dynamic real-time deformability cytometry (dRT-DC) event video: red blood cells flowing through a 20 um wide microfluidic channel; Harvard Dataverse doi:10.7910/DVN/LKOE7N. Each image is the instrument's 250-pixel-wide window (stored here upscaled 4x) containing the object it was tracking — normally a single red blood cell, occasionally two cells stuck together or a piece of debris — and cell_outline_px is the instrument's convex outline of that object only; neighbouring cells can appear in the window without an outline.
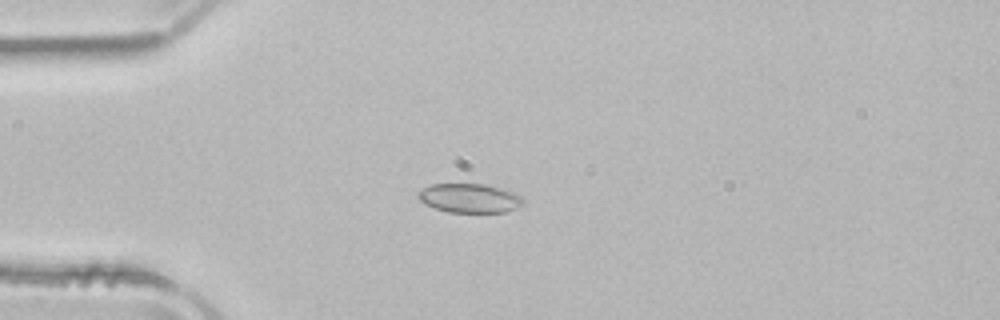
{"species": "common noctule bat (a hibernating species)", "species_latin": "Nyctalus noctula", "temperature_condition": "room temperature", "stored_images_in_passage": 40, "camera_frame_rate_fps": 3000, "um_per_image_px": 0.085, "animal": {"sex": "male", "body_mass_g": 21.5, "forearm_length_mm": 52.0}, "frame": {"image": 1, "passage_image": 2, "time_ms": 0.333, "image_size_px": [1000, 320], "cell_outline_px": [[524, 204], [516, 208], [504, 212], [448, 212], [424, 204], [416, 196], [424, 188], [432, 184], [484, 184], [516, 192], [524, 200]], "centroid_in_image_um": [39.94, 16.84], "position_along_channel_um": 45.1, "area_um2": 17.74}}
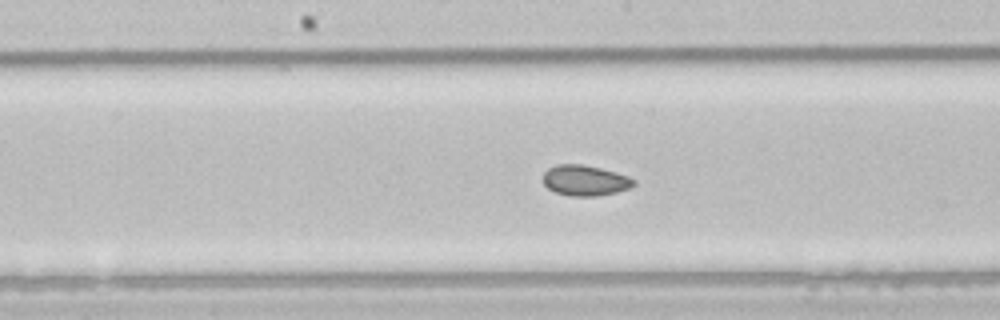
{"frame": {"image": 2, "passage_image": 15, "time_ms": 4.667, "image_size_px": [1000, 320], "cell_outline_px": [[636, 184], [628, 188], [616, 192], [596, 196], [572, 196], [556, 192], [548, 188], [544, 184], [544, 172], [548, 168], [556, 164], [584, 164], [600, 168], [628, 176], [636, 180]], "centroid_in_image_um": [49.73, 15.33], "position_along_channel_um": 198.5, "area_um2": 16.07}}
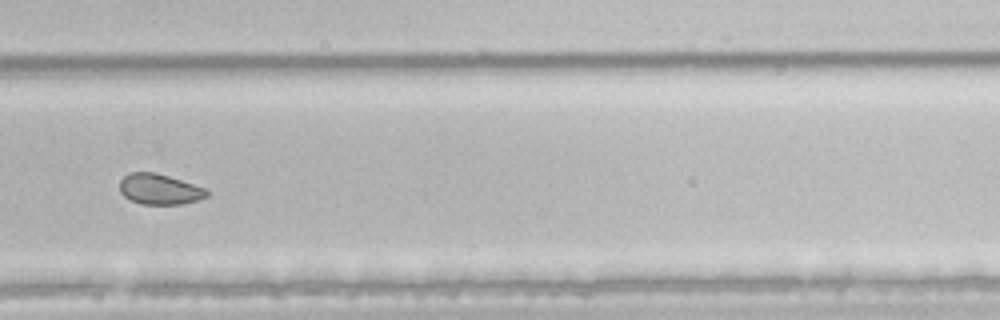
{"frame": {"image": 3, "passage_image": 24, "time_ms": 7.667, "image_size_px": [1000, 320], "cell_outline_px": [[208, 196], [184, 204], [140, 204], [124, 196], [120, 192], [120, 180], [128, 172], [152, 172], [168, 176], [208, 188]], "centroid_in_image_um": [13.57, 16.08], "position_along_channel_um": 316.2, "area_um2": 15.55}, "authors_computed_cell_mechanics": {"area_um2": 16.4152, "velocity_mm_per_s": 3.9584, "shape_relaxation_time_tau1_ms": 4.2184, "shape_relaxation_time_tau2_ms": 1.2503, "deformation_change_tau1": 0.0556, "deformation_change_tau2": 0.0426}}